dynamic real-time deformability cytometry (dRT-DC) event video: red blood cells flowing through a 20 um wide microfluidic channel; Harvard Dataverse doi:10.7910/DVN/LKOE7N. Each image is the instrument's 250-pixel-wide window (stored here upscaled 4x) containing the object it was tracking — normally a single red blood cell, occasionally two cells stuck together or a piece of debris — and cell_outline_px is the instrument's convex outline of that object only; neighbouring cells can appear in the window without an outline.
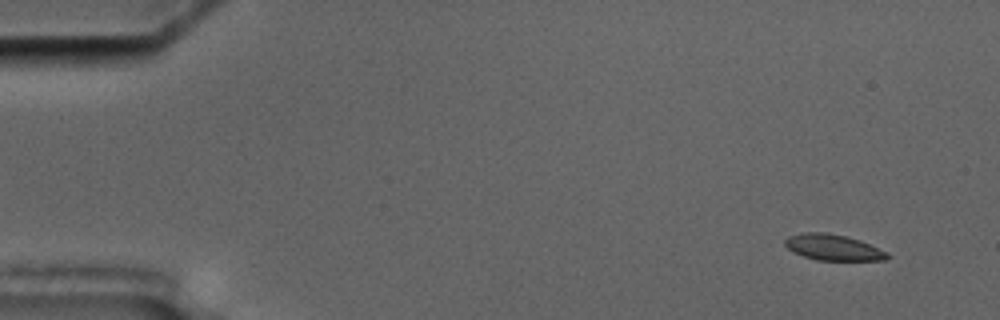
{"species": "common noctule bat (a hibernating species)", "species_latin": "Nyctalus noctula", "temperature_condition": "cold", "stored_images_in_passage": 6, "camera_frame_rate_fps": 3000, "um_per_image_px": 0.085, "animal": {"sex": "male", "body_mass_g": 17.5, "forearm_length_mm": 52.3}, "frame": {"image": 1, "passage_image": 2, "time_ms": 1.0, "image_size_px": [1000, 320], "cell_outline_px": [[892, 256], [884, 260], [816, 260], [792, 252], [784, 244], [784, 240], [788, 236], [804, 232], [824, 232], [844, 236], [860, 240], [888, 252]], "centroid_in_image_um": [70.81, 21.03], "position_along_channel_um": 14.2, "area_um2": 15.49}}
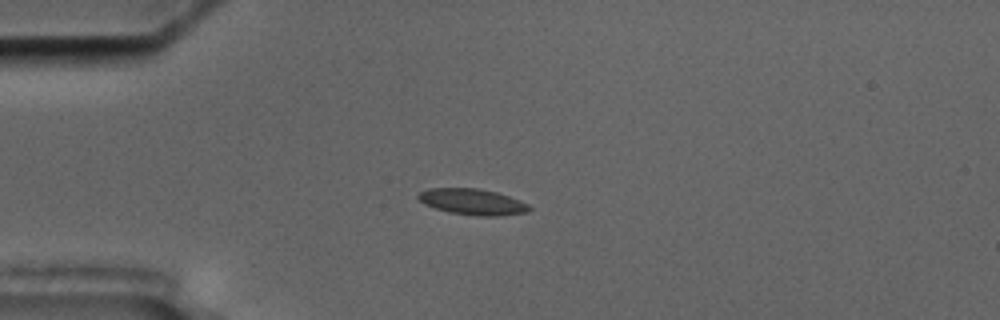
{"frame": {"image": 2, "passage_image": 5, "time_ms": 4.667, "image_size_px": [1000, 320], "cell_outline_px": [[532, 208], [528, 212], [496, 216], [476, 216], [448, 212], [424, 204], [416, 196], [420, 192], [428, 188], [476, 188], [496, 192], [520, 200], [528, 204]], "centroid_in_image_um": [40.16, 17.15], "position_along_channel_um": 44.8, "area_um2": 16.82}}